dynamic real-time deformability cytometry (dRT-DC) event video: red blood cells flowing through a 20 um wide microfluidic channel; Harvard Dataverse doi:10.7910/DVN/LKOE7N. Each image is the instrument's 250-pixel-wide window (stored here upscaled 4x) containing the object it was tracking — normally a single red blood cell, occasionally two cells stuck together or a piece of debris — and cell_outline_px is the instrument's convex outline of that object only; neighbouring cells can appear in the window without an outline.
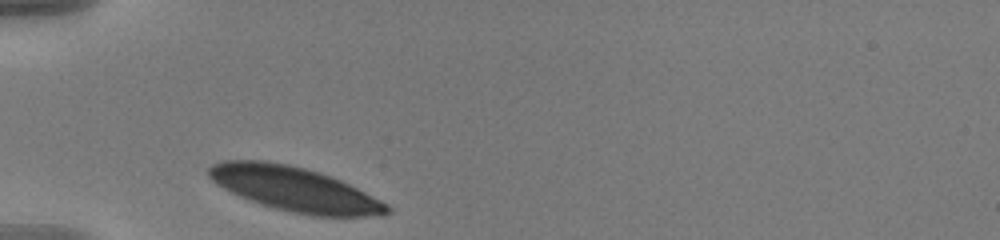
{"species": "human", "species_latin": "Homo sapiens", "temperature_condition": "warm", "stored_images_in_passage": 31, "camera_frame_rate_fps": 3000, "um_per_image_px": 0.085, "donor": {"sex": "male"}, "frame": {"image": 1, "passage_image": 1, "time_ms": 0.0, "image_size_px": [1000, 240], "cell_outline_px": [[392, 208], [384, 216], [312, 216], [292, 212], [276, 208], [240, 196], [216, 184], [208, 176], [208, 168], [212, 164], [224, 160], [268, 160], [288, 164], [320, 172], [340, 180], [388, 204]], "centroid_in_image_um": [25.04, 16.06], "position_along_channel_um": 60.0, "area_um2": 45.78}}
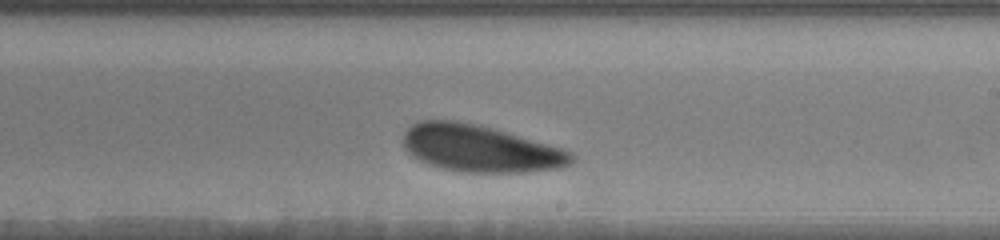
{"frame": {"image": 2, "passage_image": 18, "time_ms": 5.667, "image_size_px": [1000, 240], "cell_outline_px": [[576, 156], [564, 168], [532, 172], [456, 172], [440, 168], [428, 164], [412, 156], [404, 148], [404, 132], [412, 124], [420, 120], [456, 120], [476, 124], [492, 128], [548, 144], [572, 152]], "centroid_in_image_um": [40.8, 12.64], "position_along_channel_um": 248.2, "area_um2": 46.12}}
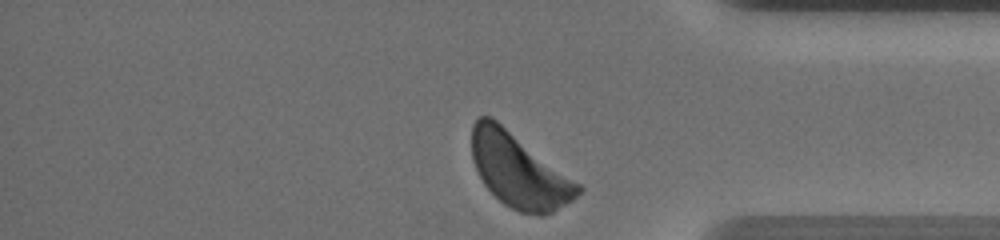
{"frame": {"image": 3, "passage_image": 31, "time_ms": 10.0, "image_size_px": [1000, 240], "cell_outline_px": [[584, 188], [572, 200], [552, 212], [540, 216], [536, 216], [520, 212], [504, 204], [484, 184], [472, 160], [472, 124], [480, 116], [492, 116], [580, 184]], "centroid_in_image_um": [44.1, 14.5], "position_along_channel_um": 391.1, "area_um2": 45.37}, "authors_computed_cell_mechanics": {"area_um2": 46.5868, "velocity_mm_per_s": 3.5156, "shape_relaxation_time_tau1_ms": 1.5873, "shape_relaxation_time_tau2_ms": null, "deformation_change_tau1": 0.0803, "deformation_change_tau2": null}}